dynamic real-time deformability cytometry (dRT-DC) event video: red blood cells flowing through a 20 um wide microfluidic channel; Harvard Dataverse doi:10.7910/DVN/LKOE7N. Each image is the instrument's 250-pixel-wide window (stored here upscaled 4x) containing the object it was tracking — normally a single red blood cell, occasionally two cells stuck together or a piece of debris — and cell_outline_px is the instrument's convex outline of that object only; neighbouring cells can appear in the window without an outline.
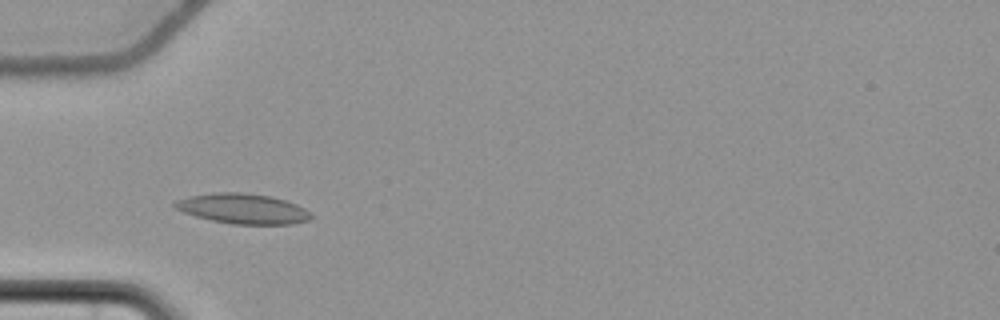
{"species": "common noctule bat (a hibernating species)", "species_latin": "Nyctalus noctula", "temperature_condition": "cold", "stored_images_in_passage": 48, "camera_frame_rate_fps": 3000, "um_per_image_px": 0.085, "animal": {"sex": "female", "body_mass_g": 22.7, "forearm_length_mm": 54.2}, "frame": {"image": 1, "passage_image": 10, "time_ms": 3.0, "image_size_px": [1000, 320], "cell_outline_px": [[312, 216], [308, 220], [292, 224], [232, 224], [212, 220], [196, 216], [184, 212], [176, 208], [172, 204], [176, 200], [188, 196], [216, 192], [240, 192], [272, 196], [296, 204], [304, 208]], "centroid_in_image_um": [20.62, 17.73], "position_along_channel_um": 64.4, "area_um2": 23.76}}
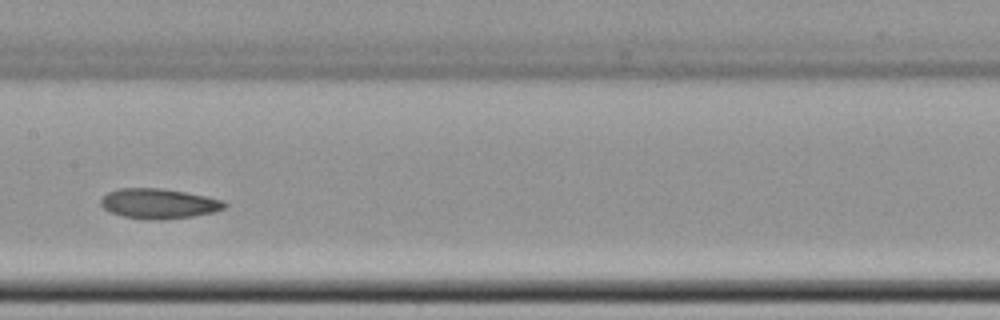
{"frame": {"image": 2, "passage_image": 21, "time_ms": 6.667, "image_size_px": [1000, 320], "cell_outline_px": [[228, 204], [224, 208], [212, 212], [192, 216], [160, 220], [124, 216], [108, 212], [100, 204], [100, 200], [108, 192], [120, 188], [160, 188], [184, 192], [224, 200]], "centroid_in_image_um": [13.48, 17.3], "position_along_channel_um": 193.9, "area_um2": 21.39}}
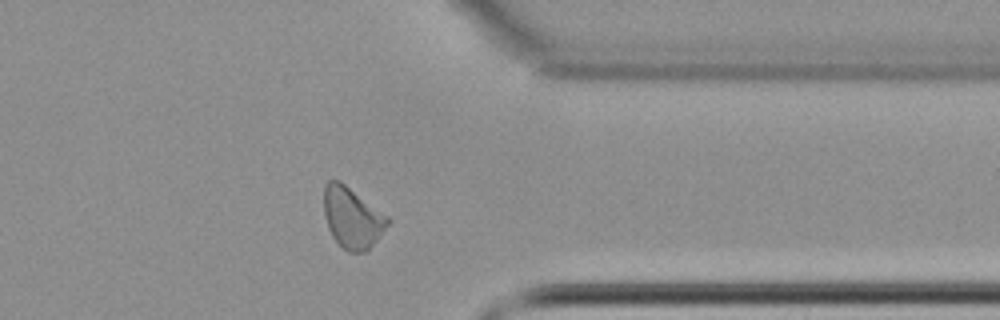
{"frame": {"image": 3, "passage_image": 37, "time_ms": 12.0, "image_size_px": [1000, 320], "cell_outline_px": [[392, 220], [376, 240], [364, 252], [348, 252], [332, 236], [328, 228], [324, 212], [324, 184], [328, 180], [340, 180], [388, 216]], "centroid_in_image_um": [29.93, 18.48], "position_along_channel_um": 381.5, "area_um2": 22.48}, "authors_computed_cell_mechanics": {"area_um2": 22.1085, "velocity_mm_per_s": 3.6421, "shape_relaxation_time_tau1_ms": null, "shape_relaxation_time_tau2_ms": 7.966, "deformation_change_tau1": null, "deformation_change_tau2": 0.1144}}